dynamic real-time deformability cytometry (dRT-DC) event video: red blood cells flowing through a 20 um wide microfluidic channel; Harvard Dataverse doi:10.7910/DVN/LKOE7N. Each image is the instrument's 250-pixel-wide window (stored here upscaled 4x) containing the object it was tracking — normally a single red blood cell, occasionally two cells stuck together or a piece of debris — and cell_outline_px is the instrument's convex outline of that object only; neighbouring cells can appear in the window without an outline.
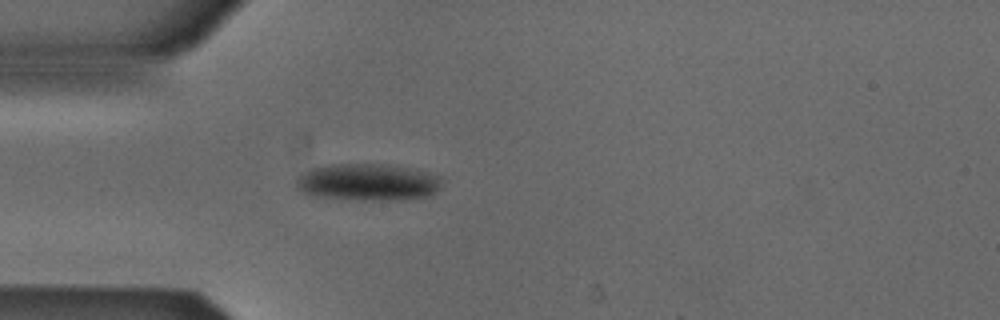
{"species": "Egyptian fruit bat (a non-hibernating species)", "species_latin": "Rousettus aegyptiacus", "temperature_condition": "cold", "stored_images_in_passage": 4, "camera_frame_rate_fps": 3000, "um_per_image_px": 0.085, "animal": {"sex": "male"}, "frame": {"image": 1, "passage_image": 4, "time_ms": 1.0, "image_size_px": [1000, 320], "cell_outline_px": [[444, 184], [436, 192], [428, 196], [400, 200], [340, 200], [312, 196], [300, 192], [296, 184], [296, 176], [312, 168], [328, 164], [388, 164], [428, 172], [440, 176], [444, 180]], "centroid_in_image_um": [31.25, 15.5], "position_along_channel_um": 53.7, "area_um2": 32.19}}